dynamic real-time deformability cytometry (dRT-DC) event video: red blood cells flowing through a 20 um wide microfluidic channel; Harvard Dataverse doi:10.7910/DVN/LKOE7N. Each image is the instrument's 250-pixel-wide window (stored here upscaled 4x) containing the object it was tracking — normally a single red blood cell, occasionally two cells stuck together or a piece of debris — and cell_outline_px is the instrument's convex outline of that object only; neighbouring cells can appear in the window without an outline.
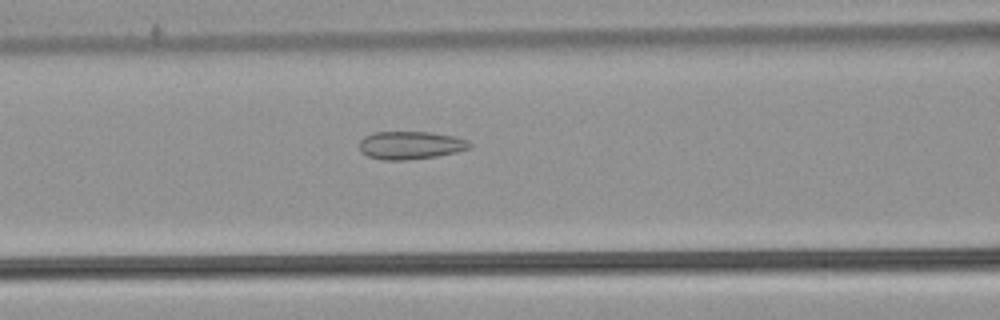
{"species": "common noctule bat (a hibernating species)", "species_latin": "Nyctalus noctula", "temperature_condition": "warm", "stored_images_in_passage": 35, "camera_frame_rate_fps": 3000, "um_per_image_px": 0.085, "animal": {"sex": "male", "body_mass_g": 21.5, "forearm_length_mm": 52.0}, "frame": {"image": 1, "passage_image": 14, "time_ms": 4.333, "image_size_px": [1000, 320], "cell_outline_px": [[472, 148], [456, 152], [436, 156], [404, 160], [384, 160], [368, 156], [360, 152], [360, 140], [364, 136], [372, 132], [432, 132], [456, 136], [468, 140], [472, 144]], "centroid_in_image_um": [34.91, 12.33], "position_along_channel_um": 131.7, "area_um2": 18.15}}
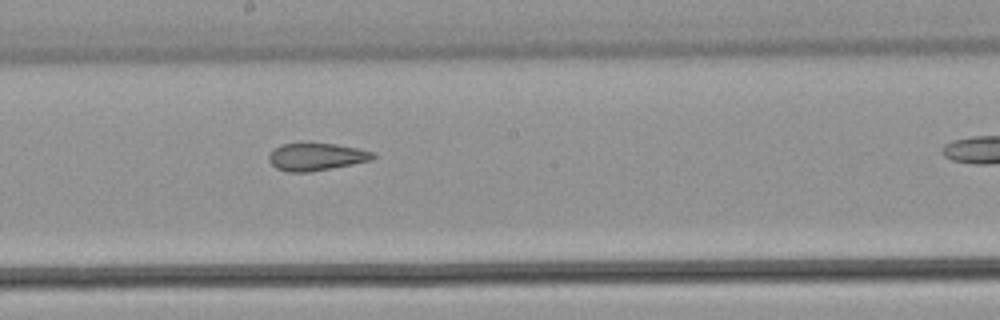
{"frame": {"image": 2, "passage_image": 21, "time_ms": 6.667, "image_size_px": [1000, 320], "cell_outline_px": [[376, 156], [372, 160], [352, 164], [308, 172], [288, 172], [276, 168], [268, 160], [268, 156], [276, 148], [284, 144], [336, 144], [360, 148], [372, 152]], "centroid_in_image_um": [26.91, 13.34], "position_along_channel_um": 221.3, "area_um2": 16.36}}
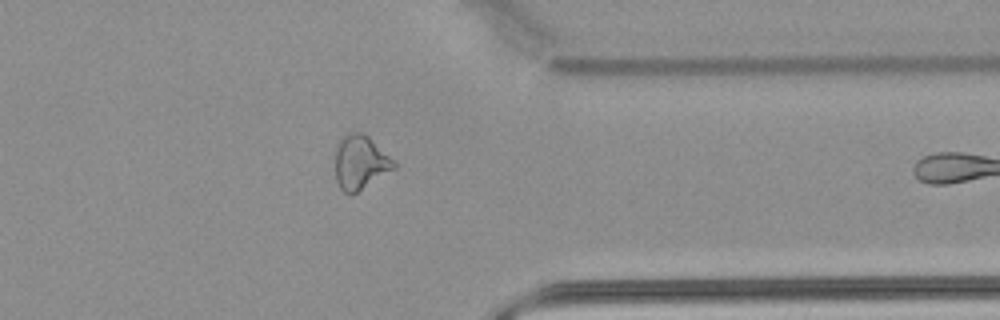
{"frame": {"image": 3, "passage_image": 34, "time_ms": 11.0, "image_size_px": [1000, 320], "cell_outline_px": [[396, 168], [356, 192], [348, 196], [340, 188], [336, 180], [336, 144], [348, 132], [364, 132], [396, 160]], "centroid_in_image_um": [30.65, 13.78], "position_along_channel_um": 380.8, "area_um2": 18.67}}